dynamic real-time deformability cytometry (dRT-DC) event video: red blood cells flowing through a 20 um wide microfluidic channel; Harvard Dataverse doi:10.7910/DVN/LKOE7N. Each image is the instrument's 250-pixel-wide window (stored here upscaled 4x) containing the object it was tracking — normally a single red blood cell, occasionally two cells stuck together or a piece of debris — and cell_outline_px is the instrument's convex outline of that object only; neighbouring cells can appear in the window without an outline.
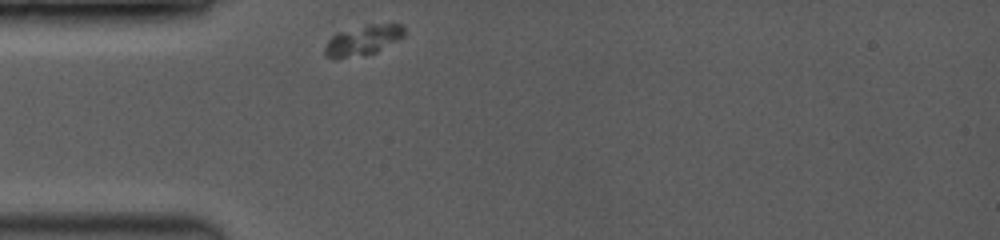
{"species": "common noctule bat (a hibernating species)", "species_latin": "Nyctalus noctula", "temperature_condition": "room temperature", "stored_images_in_passage": 3, "camera_frame_rate_fps": 3500, "um_per_image_px": 0.085, "animal": {"sex": "female", "body_mass_g": 19.0, "forearm_length_mm": 53.3}, "frame": {"image": 1, "passage_image": 1, "time_ms": 0.0, "image_size_px": [1000, 240], "cell_outline_px": [[404, 36], [376, 52], [332, 60], [324, 56], [324, 48], [328, 40], [336, 32], [372, 24], [400, 24], [404, 28]], "centroid_in_image_um": [30.79, 3.43], "position_along_channel_um": 54.2, "area_um2": 13.81}}
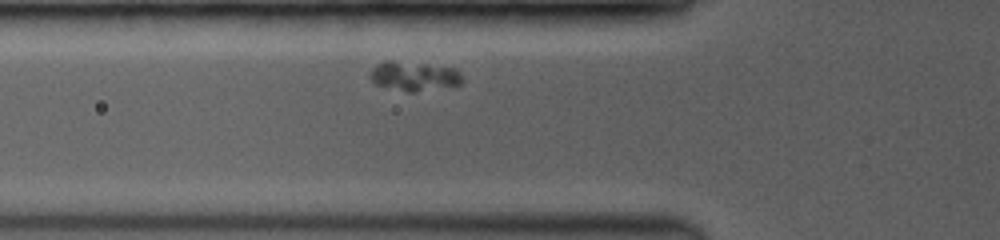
{"frame": {"image": 2, "passage_image": 3, "time_ms": 1.143, "image_size_px": [1000, 240], "cell_outline_px": [[464, 80], [460, 84], [416, 92], [408, 92], [376, 84], [368, 76], [368, 72], [376, 64], [384, 60], [392, 60], [456, 68], [460, 72]], "centroid_in_image_um": [35.17, 6.46], "position_along_channel_um": 90.6, "area_um2": 15.84}}